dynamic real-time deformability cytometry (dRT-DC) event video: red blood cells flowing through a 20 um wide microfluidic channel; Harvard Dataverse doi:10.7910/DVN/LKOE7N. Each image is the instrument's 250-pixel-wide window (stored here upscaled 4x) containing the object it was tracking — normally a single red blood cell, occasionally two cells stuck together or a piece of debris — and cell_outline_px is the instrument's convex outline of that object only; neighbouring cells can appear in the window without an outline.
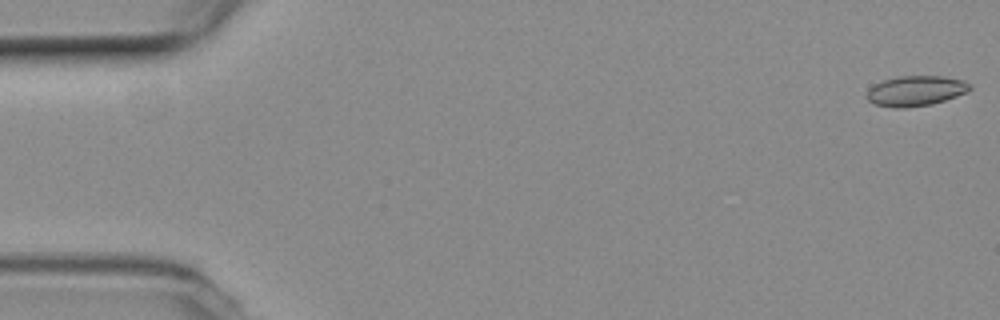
{"species": "common noctule bat (a hibernating species)", "species_latin": "Nyctalus noctula", "temperature_condition": "room temperature", "stored_images_in_passage": 55, "camera_frame_rate_fps": 3000, "um_per_image_px": 0.085, "animal": {"sex": "female", "body_mass_g": 19.3, "forearm_length_mm": 54.1}, "frame": {"image": 1, "passage_image": 1, "time_ms": 0.0, "image_size_px": [1000, 320], "cell_outline_px": [[972, 88], [968, 92], [932, 104], [904, 108], [892, 108], [872, 104], [864, 96], [868, 88], [872, 84], [896, 76], [944, 76], [964, 80], [972, 84]], "centroid_in_image_um": [77.8, 7.72], "position_along_channel_um": 7.2, "area_um2": 18.61}}
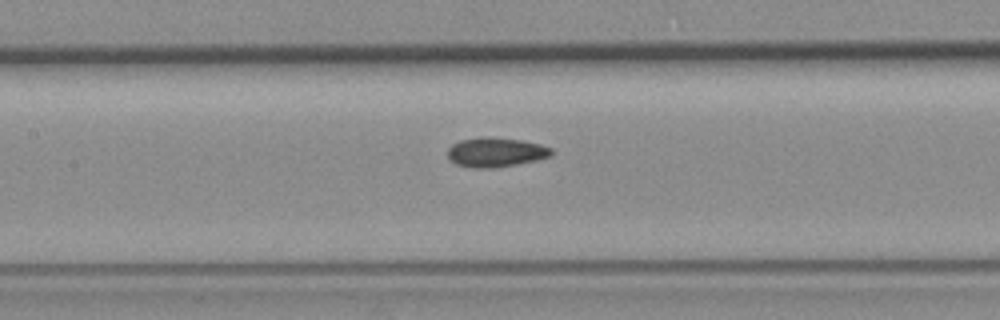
{"frame": {"image": 2, "passage_image": 25, "time_ms": 8.0, "image_size_px": [1000, 320], "cell_outline_px": [[552, 156], [536, 160], [516, 164], [492, 168], [472, 168], [456, 164], [448, 160], [448, 148], [452, 144], [460, 140], [480, 136], [488, 136], [520, 140], [540, 144], [552, 148]], "centroid_in_image_um": [42.1, 12.93], "position_along_channel_um": 165.3, "area_um2": 17.98}}
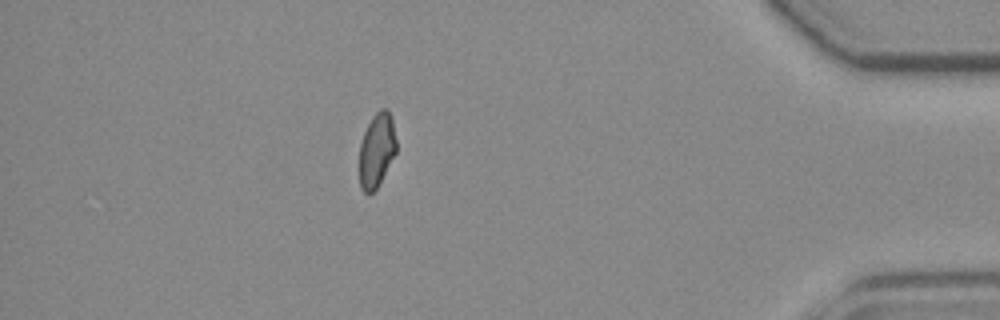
{"frame": {"image": 3, "passage_image": 48, "time_ms": 15.667, "image_size_px": [1000, 320], "cell_outline_px": [[396, 152], [376, 188], [372, 192], [364, 192], [360, 188], [360, 144], [364, 132], [372, 116], [380, 108], [388, 108], [392, 116], [396, 140]], "centroid_in_image_um": [32.03, 12.7], "position_along_channel_um": 403.2, "area_um2": 15.84}, "authors_computed_cell_mechanics": {"area_um2": 17.2244, "velocity_mm_per_s": 3.7449, "shape_relaxation_time_tau1_ms": null, "shape_relaxation_time_tau2_ms": 1.5552, "deformation_change_tau1": null, "deformation_change_tau2": 0.065}}